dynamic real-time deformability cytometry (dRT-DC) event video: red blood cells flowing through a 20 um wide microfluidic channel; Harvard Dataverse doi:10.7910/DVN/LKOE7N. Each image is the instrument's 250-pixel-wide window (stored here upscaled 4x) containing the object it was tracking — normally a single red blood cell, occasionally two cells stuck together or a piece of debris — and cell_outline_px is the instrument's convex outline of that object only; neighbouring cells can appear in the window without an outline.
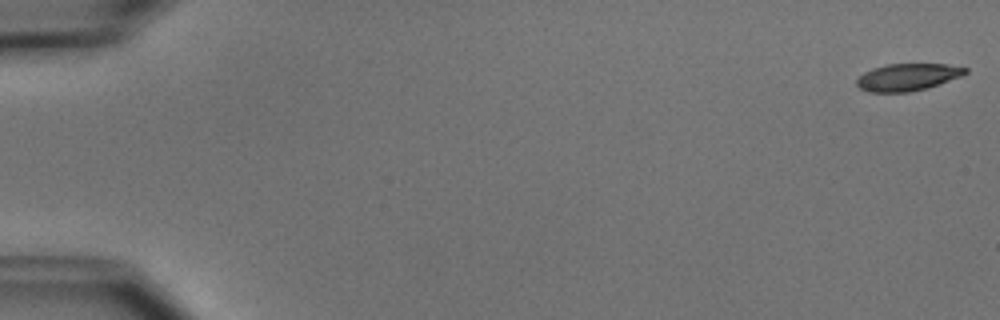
{"species": "common noctule bat (a hibernating species)", "species_latin": "Nyctalus noctula", "temperature_condition": "cold", "stored_images_in_passage": 5, "camera_frame_rate_fps": 3000, "um_per_image_px": 0.085, "animal": {"sex": "male", "body_mass_g": 15.6}, "frame": {"image": 1, "passage_image": 1, "time_ms": 0.0, "image_size_px": [1000, 320], "cell_outline_px": [[968, 72], [960, 76], [924, 88], [908, 92], [868, 92], [860, 88], [856, 84], [856, 80], [864, 72], [872, 68], [888, 64], [944, 64], [968, 68]], "centroid_in_image_um": [77.09, 6.55], "position_along_channel_um": 7.9, "area_um2": 16.88}}
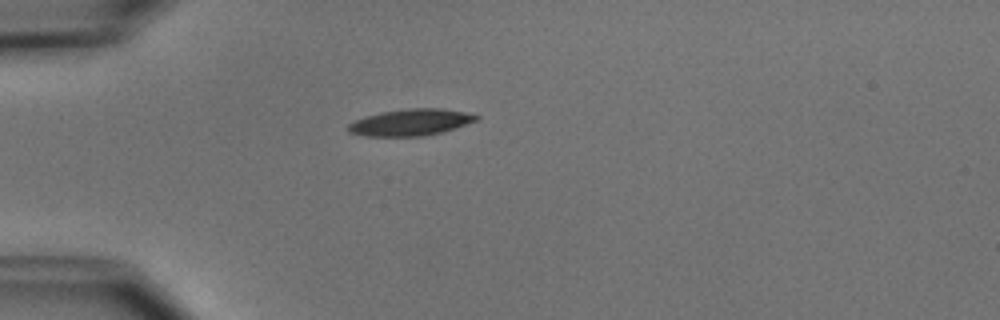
{"frame": {"image": 2, "passage_image": 5, "time_ms": 4.667, "image_size_px": [1000, 320], "cell_outline_px": [[480, 120], [444, 132], [424, 136], [364, 136], [348, 132], [348, 124], [356, 120], [380, 112], [408, 108], [440, 108], [464, 112], [480, 116]], "centroid_in_image_um": [34.95, 10.4], "position_along_channel_um": 50.0, "area_um2": 19.94}}